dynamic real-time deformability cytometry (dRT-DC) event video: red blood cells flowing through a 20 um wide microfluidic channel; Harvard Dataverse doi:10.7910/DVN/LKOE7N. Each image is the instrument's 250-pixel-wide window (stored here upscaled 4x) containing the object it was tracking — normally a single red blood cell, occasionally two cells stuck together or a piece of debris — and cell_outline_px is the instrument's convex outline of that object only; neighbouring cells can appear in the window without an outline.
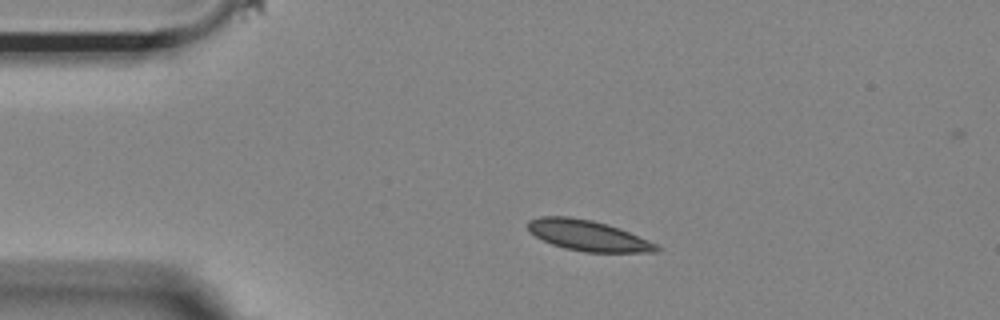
{"species": "Egyptian fruit bat (a non-hibernating species)", "species_latin": "Rousettus aegyptiacus", "temperature_condition": "room temperature", "stored_images_in_passage": 44, "camera_frame_rate_fps": 3000, "um_per_image_px": 0.085, "animal": {"sex": "female"}, "frame": {"image": 1, "passage_image": 1, "time_ms": 0.0, "image_size_px": [1000, 320], "cell_outline_px": [[660, 252], [584, 252], [564, 248], [552, 244], [536, 236], [528, 228], [528, 220], [540, 216], [568, 216], [592, 220], [608, 224], [620, 228], [648, 240], [656, 244], [660, 248]], "centroid_in_image_um": [49.99, 20.02], "position_along_channel_um": 35.0, "area_um2": 22.89}}
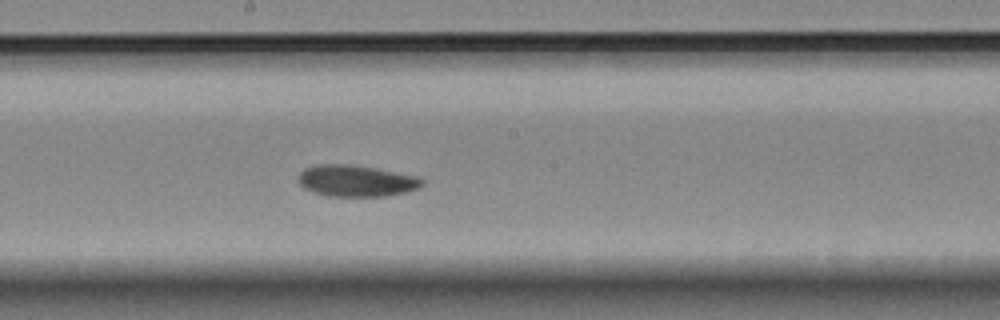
{"frame": {"image": 2, "passage_image": 19, "time_ms": 6.0, "image_size_px": [1000, 320], "cell_outline_px": [[424, 184], [420, 188], [408, 192], [384, 196], [328, 196], [304, 188], [296, 180], [300, 172], [304, 168], [316, 164], [352, 164], [376, 168], [420, 176], [424, 180]], "centroid_in_image_um": [30.31, 15.36], "position_along_channel_um": 217.9, "area_um2": 23.06}}
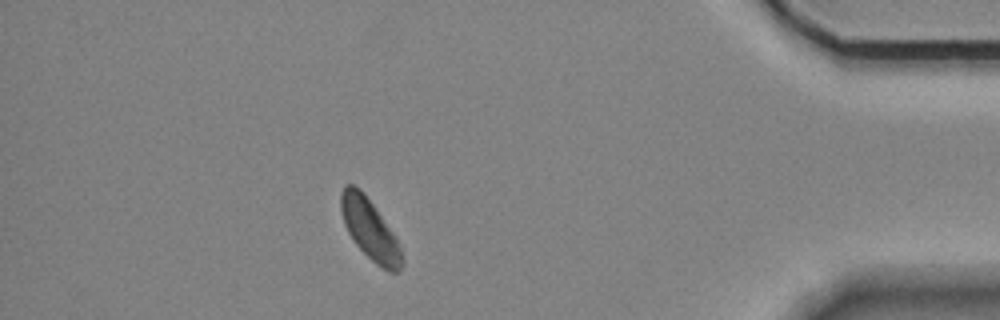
{"frame": {"image": 3, "passage_image": 38, "time_ms": 12.333, "image_size_px": [1000, 320], "cell_outline_px": [[404, 264], [400, 272], [388, 272], [376, 264], [356, 244], [348, 232], [344, 224], [340, 208], [340, 192], [344, 184], [352, 184], [360, 188], [364, 192], [396, 236], [404, 260]], "centroid_in_image_um": [31.45, 19.49], "position_along_channel_um": 403.8, "area_um2": 21.73}, "authors_computed_cell_mechanics": {"area_um2": 22.5709, "velocity_mm_per_s": 3.6392, "shape_relaxation_time_tau1_ms": 4.5521, "shape_relaxation_time_tau2_ms": null, "deformation_change_tau1": 0.089, "deformation_change_tau2": null}}